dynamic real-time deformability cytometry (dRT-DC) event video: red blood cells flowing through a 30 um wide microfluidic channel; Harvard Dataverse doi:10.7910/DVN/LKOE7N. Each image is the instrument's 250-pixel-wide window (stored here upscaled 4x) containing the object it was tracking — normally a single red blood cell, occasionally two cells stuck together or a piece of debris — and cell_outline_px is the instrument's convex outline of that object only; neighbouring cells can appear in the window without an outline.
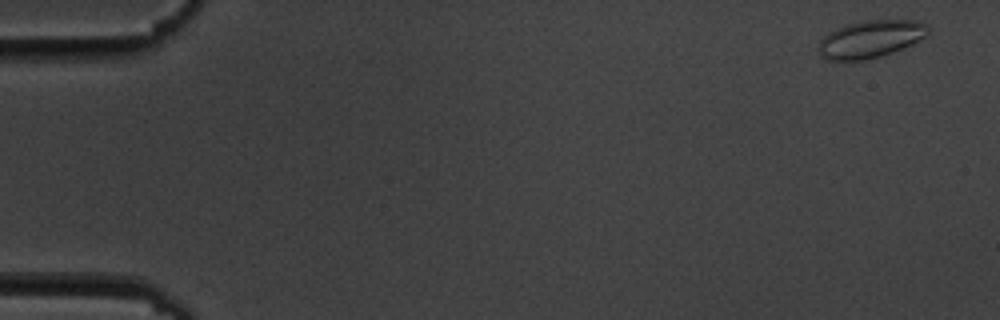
{"species": "common noctule bat (a hibernating species)", "species_latin": "Nyctalus noctula", "temperature_condition": "cold", "stored_images_in_passage": 6, "camera_frame_rate_fps": 3000, "um_per_image_px": 0.085, "animal": {"sex": "male", "body_mass_g": 19.5, "forearm_length_mm": 54.6}, "frame": {"image": 1, "passage_image": 1, "time_ms": 0.0, "image_size_px": [1000, 320], "cell_outline_px": [[928, 36], [904, 48], [884, 56], [864, 60], [828, 60], [820, 56], [816, 48], [820, 40], [828, 32], [844, 24], [860, 20], [916, 20], [928, 24]], "centroid_in_image_um": [73.98, 3.32], "position_along_channel_um": 11.0, "area_um2": 24.51}}
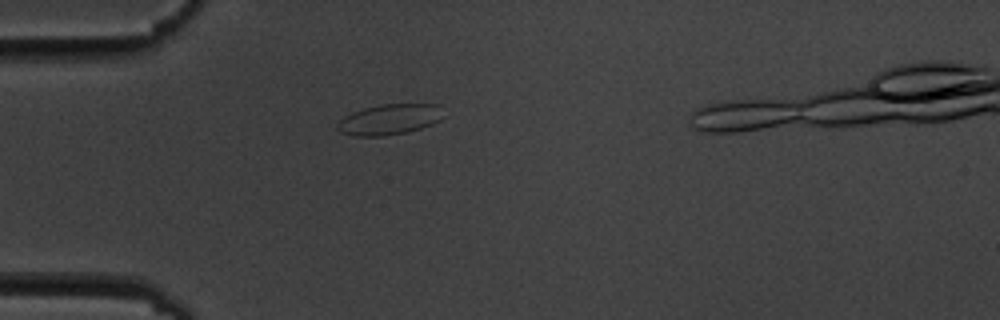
{"frame": {"image": 2, "passage_image": 5, "time_ms": 4.667, "image_size_px": [1000, 320], "cell_outline_px": [[444, 116], [440, 120], [432, 124], [408, 132], [384, 136], [356, 136], [340, 132], [336, 128], [336, 124], [344, 116], [352, 112], [364, 108], [380, 104], [436, 104]], "centroid_in_image_um": [33.07, 10.16], "position_along_channel_um": 51.9, "area_um2": 18.9}}